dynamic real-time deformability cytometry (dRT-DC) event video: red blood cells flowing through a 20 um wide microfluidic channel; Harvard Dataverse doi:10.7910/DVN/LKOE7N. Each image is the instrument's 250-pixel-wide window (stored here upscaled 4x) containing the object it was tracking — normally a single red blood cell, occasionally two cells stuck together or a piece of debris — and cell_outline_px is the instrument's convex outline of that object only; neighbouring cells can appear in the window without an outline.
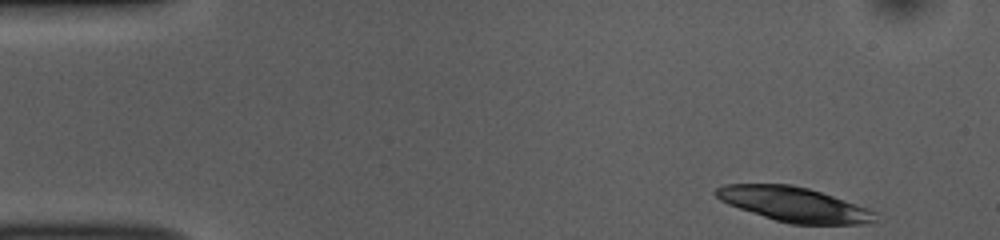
{"species": "common noctule bat (a hibernating species)", "species_latin": "Nyctalus noctula", "temperature_condition": "room temperature", "stored_images_in_passage": 25, "camera_frame_rate_fps": 3000, "um_per_image_px": 0.085, "animal": {"sex": "female", "body_mass_g": 10.0, "forearm_length_mm": 53.1}, "frame": {"image": 1, "passage_image": 1, "time_ms": 0.0, "image_size_px": [1000, 240], "cell_outline_px": [[880, 212], [876, 220], [868, 224], [792, 224], [776, 220], [728, 204], [720, 200], [712, 192], [716, 188], [724, 184], [792, 184], [808, 188]], "centroid_in_image_um": [67.53, 17.37], "position_along_channel_um": 17.5, "area_um2": 32.08}}